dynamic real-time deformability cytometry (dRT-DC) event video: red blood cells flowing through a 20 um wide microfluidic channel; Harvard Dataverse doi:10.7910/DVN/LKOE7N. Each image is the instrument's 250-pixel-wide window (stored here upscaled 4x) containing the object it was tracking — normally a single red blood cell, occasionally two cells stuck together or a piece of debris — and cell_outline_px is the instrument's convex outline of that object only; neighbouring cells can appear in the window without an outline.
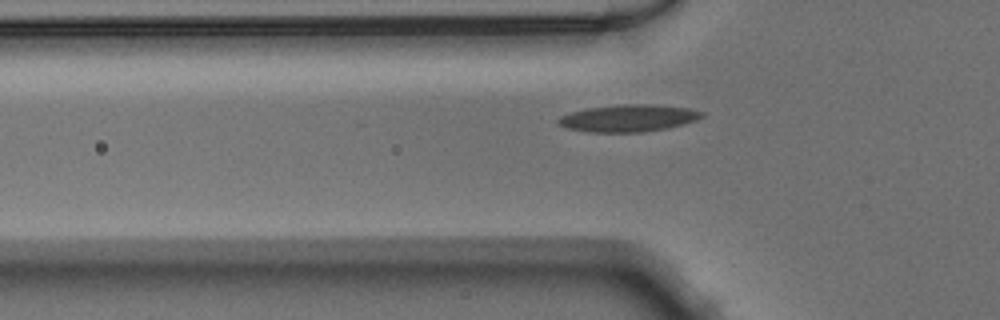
{"species": "Egyptian fruit bat (a non-hibernating species)", "species_latin": "Rousettus aegyptiacus", "temperature_condition": "warm", "stored_images_in_passage": 38, "segment_of_instrument_passage": [1, 2], "camera_frame_rate_fps": 3000, "um_per_image_px": 0.085, "animal": {"sex": "male"}, "frame": {"image": 1, "passage_image": 3, "time_ms": 0.667, "image_size_px": [1000, 320], "cell_outline_px": [[704, 116], [696, 120], [684, 124], [668, 128], [640, 132], [588, 132], [568, 128], [556, 124], [556, 120], [560, 116], [572, 112], [588, 108], [616, 104], [652, 104], [688, 108], [704, 112]], "centroid_in_image_um": [53.41, 10.04], "position_along_channel_um": 72.4, "area_um2": 22.77}}
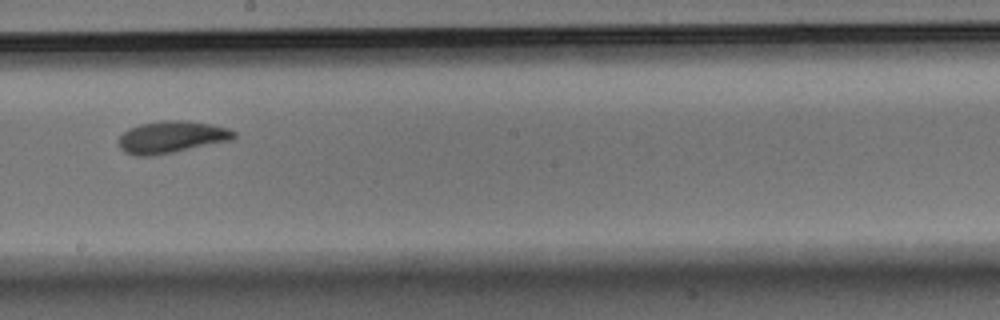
{"frame": {"image": 2, "passage_image": 15, "time_ms": 4.667, "image_size_px": [1000, 320], "cell_outline_px": [[236, 136], [232, 140], [152, 156], [132, 156], [124, 152], [120, 148], [116, 140], [128, 128], [140, 124], [164, 120], [188, 120], [212, 124], [228, 128], [236, 132]], "centroid_in_image_um": [14.55, 11.64], "position_along_channel_um": 233.7, "area_um2": 21.73}}
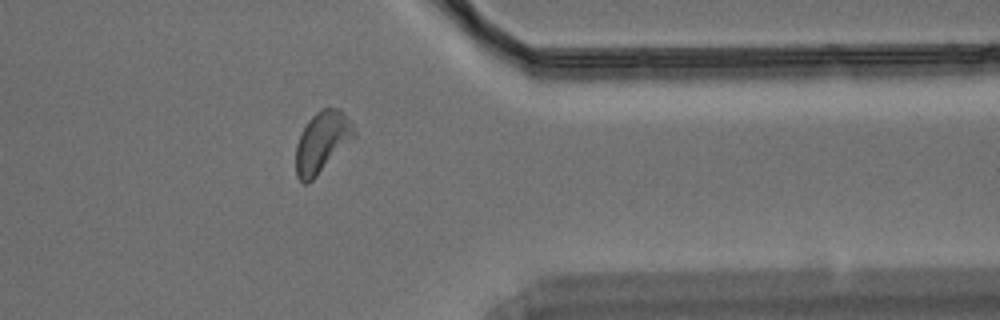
{"frame": {"image": 3, "passage_image": 27, "time_ms": 8.667, "image_size_px": [1000, 320], "cell_outline_px": [[356, 136], [308, 184], [304, 184], [296, 176], [296, 144], [300, 132], [308, 120], [320, 108], [340, 108], [344, 112], [356, 132]], "centroid_in_image_um": [27.35, 12.06], "position_along_channel_um": 384.0, "area_um2": 20.69}}